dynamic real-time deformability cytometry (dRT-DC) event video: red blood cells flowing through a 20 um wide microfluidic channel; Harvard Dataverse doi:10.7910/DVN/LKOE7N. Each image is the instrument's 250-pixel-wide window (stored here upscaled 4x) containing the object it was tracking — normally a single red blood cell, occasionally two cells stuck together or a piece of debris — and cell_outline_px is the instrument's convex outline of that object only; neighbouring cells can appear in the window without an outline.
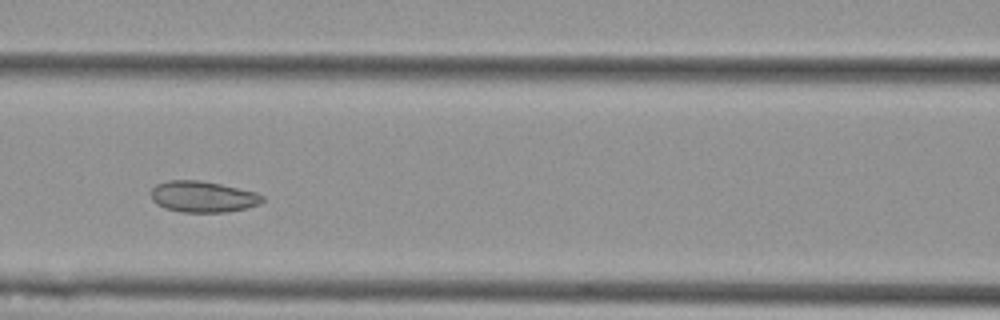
{"species": "Egyptian fruit bat (a non-hibernating species)", "species_latin": "Rousettus aegyptiacus", "temperature_condition": "cold", "stored_images_in_passage": 7, "camera_frame_rate_fps": 3000, "um_per_image_px": 0.085, "animal": {"sex": "female"}, "frame": {"image": 1, "passage_image": 4, "time_ms": 1.0, "image_size_px": [1000, 320], "cell_outline_px": [[264, 200], [260, 204], [248, 208], [224, 212], [180, 212], [164, 208], [156, 204], [152, 200], [152, 188], [156, 184], [168, 180], [200, 180], [220, 184], [256, 192], [264, 196]], "centroid_in_image_um": [17.24, 16.72], "position_along_channel_um": 149.4, "area_um2": 20.35}}
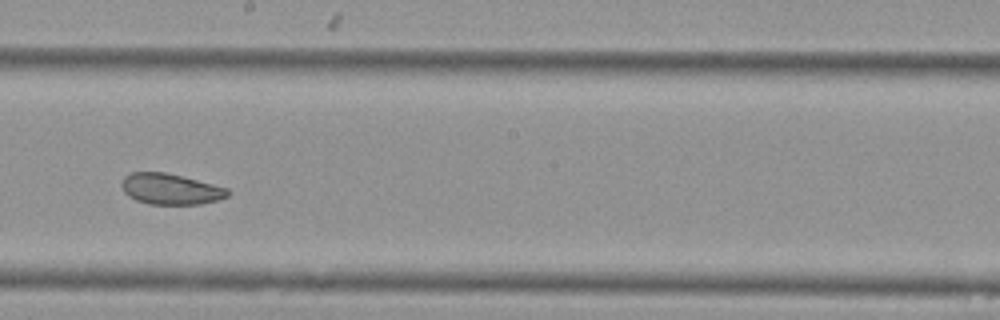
{"frame": {"image": 2, "passage_image": 6, "time_ms": 1.667, "image_size_px": [1000, 320], "cell_outline_px": [[232, 192], [228, 196], [216, 200], [200, 204], [148, 204], [136, 200], [128, 196], [124, 192], [120, 184], [124, 176], [132, 172], [164, 172], [228, 188]], "centroid_in_image_um": [14.47, 16.07], "position_along_channel_um": 233.7, "area_um2": 19.02}}
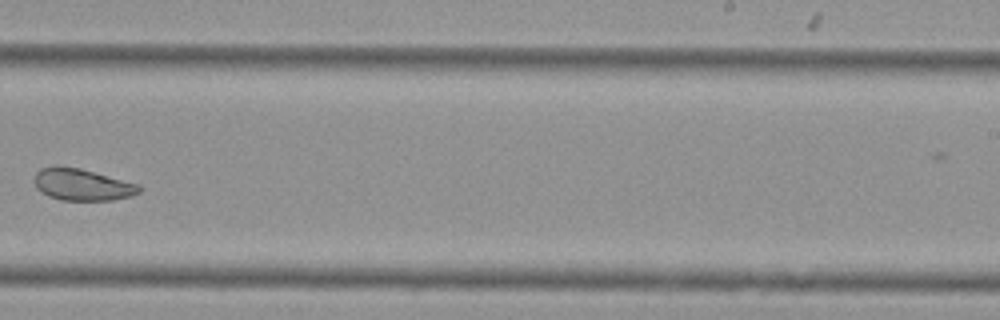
{"frame": {"image": 3, "passage_image": 7, "time_ms": 2.0, "image_size_px": [1000, 320], "cell_outline_px": [[140, 192], [132, 196], [112, 200], [60, 200], [48, 196], [36, 188], [36, 172], [40, 168], [52, 164], [56, 164], [80, 168], [140, 184]], "centroid_in_image_um": [6.98, 15.67], "position_along_channel_um": 282.0, "area_um2": 19.65}}